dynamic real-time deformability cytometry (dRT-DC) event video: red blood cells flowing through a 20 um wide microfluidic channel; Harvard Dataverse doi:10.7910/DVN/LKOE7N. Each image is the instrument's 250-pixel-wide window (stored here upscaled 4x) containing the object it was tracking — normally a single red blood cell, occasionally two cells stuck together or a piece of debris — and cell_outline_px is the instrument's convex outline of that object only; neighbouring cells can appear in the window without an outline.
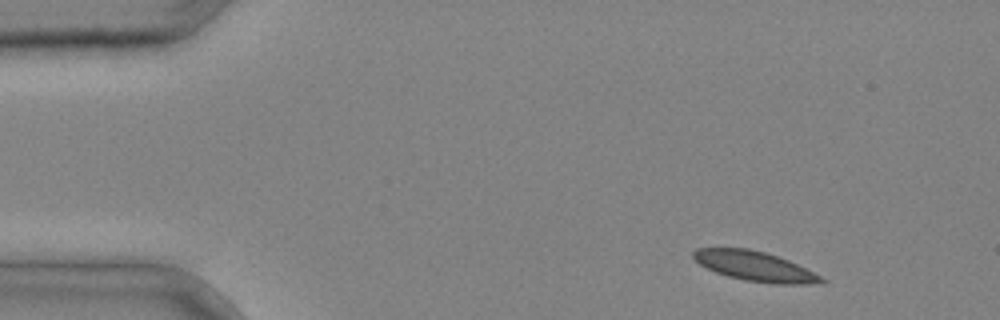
{"species": "common noctule bat (a hibernating species)", "species_latin": "Nyctalus noctula", "temperature_condition": "cold", "stored_images_in_passage": 4, "camera_frame_rate_fps": 3000, "um_per_image_px": 0.085, "animal": {"sex": "male", "body_mass_g": 20.4}, "frame": {"image": 1, "passage_image": 4, "time_ms": 1.0, "image_size_px": [1000, 320], "cell_outline_px": [[828, 280], [808, 284], [772, 284], [744, 280], [728, 276], [716, 272], [700, 264], [692, 256], [692, 252], [696, 248], [748, 248], [764, 252], [788, 260]], "centroid_in_image_um": [64.12, 22.63], "position_along_channel_um": 20.9, "area_um2": 21.85}}